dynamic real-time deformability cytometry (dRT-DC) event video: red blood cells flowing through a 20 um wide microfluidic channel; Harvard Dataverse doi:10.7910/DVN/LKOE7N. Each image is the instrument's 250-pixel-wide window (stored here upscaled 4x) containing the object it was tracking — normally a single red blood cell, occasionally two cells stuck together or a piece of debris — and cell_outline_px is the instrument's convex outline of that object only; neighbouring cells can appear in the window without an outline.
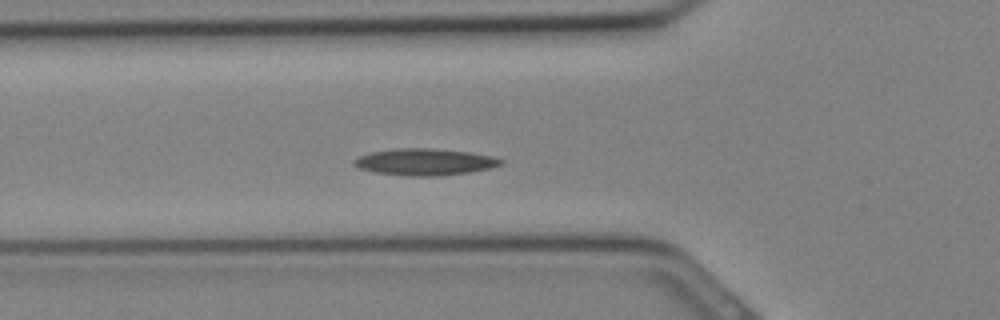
{"species": "Egyptian fruit bat (a non-hibernating species)", "species_latin": "Rousettus aegyptiacus", "temperature_condition": "cold", "stored_images_in_passage": 22, "camera_frame_rate_fps": 3000, "um_per_image_px": 0.085, "animal": {"sex": "female"}, "frame": {"image": 1, "passage_image": 10, "time_ms": 3.0, "image_size_px": [1000, 320], "cell_outline_px": [[504, 164], [492, 168], [468, 172], [436, 176], [408, 176], [376, 172], [360, 168], [352, 164], [352, 160], [360, 156], [372, 152], [396, 148], [432, 148], [468, 152], [492, 156], [504, 160]], "centroid_in_image_um": [36.13, 13.76], "position_along_channel_um": 89.7, "area_um2": 22.77}}
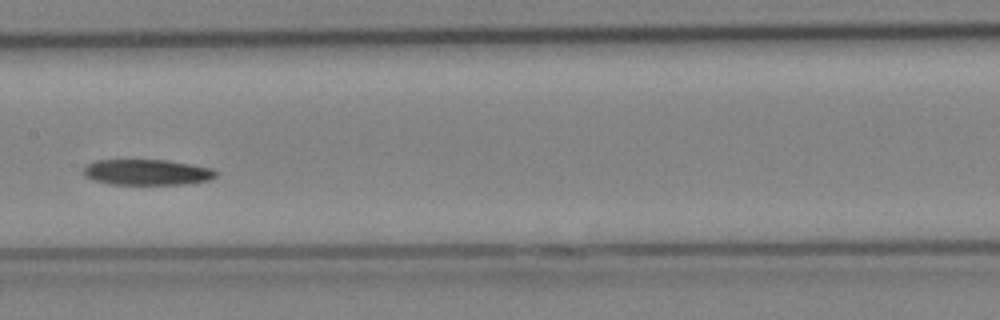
{"frame": {"image": 2, "passage_image": 15, "time_ms": 4.667, "image_size_px": [1000, 320], "cell_outline_px": [[220, 172], [216, 176], [208, 180], [184, 184], [112, 184], [92, 180], [84, 176], [84, 168], [88, 164], [96, 160], [168, 160], [212, 168]], "centroid_in_image_um": [12.51, 14.64], "position_along_channel_um": 194.9, "area_um2": 19.83}}
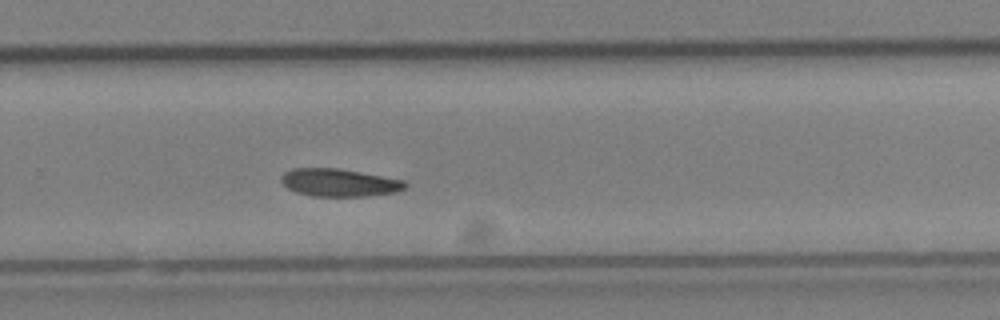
{"frame": {"image": 3, "passage_image": 20, "time_ms": 6.333, "image_size_px": [1000, 320], "cell_outline_px": [[408, 184], [404, 188], [396, 192], [364, 196], [312, 196], [296, 192], [288, 188], [280, 180], [280, 176], [284, 172], [292, 168], [340, 168], [404, 180]], "centroid_in_image_um": [28.81, 15.51], "position_along_channel_um": 301.0, "area_um2": 20.06}}